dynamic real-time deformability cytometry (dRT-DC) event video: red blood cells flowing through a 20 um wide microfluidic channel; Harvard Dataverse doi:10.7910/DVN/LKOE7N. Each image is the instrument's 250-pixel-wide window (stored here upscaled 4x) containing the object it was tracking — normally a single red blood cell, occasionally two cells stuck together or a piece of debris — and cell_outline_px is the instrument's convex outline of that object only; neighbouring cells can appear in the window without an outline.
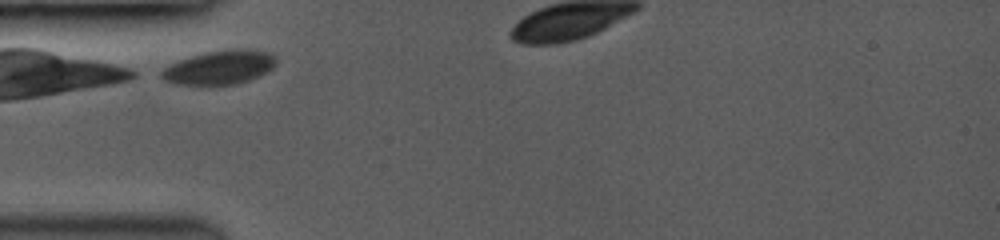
{"species": "common noctule bat (a hibernating species)", "species_latin": "Nyctalus noctula", "temperature_condition": "room temperature", "stored_images_in_passage": 5, "camera_frame_rate_fps": 3500, "um_per_image_px": 0.085, "animal": {"sex": "female", "body_mass_g": 19.0, "forearm_length_mm": 53.3}, "frame": {"image": 1, "passage_image": 1, "time_ms": 0.0, "image_size_px": [1000, 240], "cell_outline_px": [[276, 64], [272, 68], [248, 80], [232, 84], [180, 84], [164, 80], [160, 76], [160, 72], [164, 68], [180, 60], [204, 52], [240, 48], [248, 48], [272, 52], [276, 56]], "centroid_in_image_um": [18.7, 5.69], "position_along_channel_um": 66.3, "area_um2": 22.37}}